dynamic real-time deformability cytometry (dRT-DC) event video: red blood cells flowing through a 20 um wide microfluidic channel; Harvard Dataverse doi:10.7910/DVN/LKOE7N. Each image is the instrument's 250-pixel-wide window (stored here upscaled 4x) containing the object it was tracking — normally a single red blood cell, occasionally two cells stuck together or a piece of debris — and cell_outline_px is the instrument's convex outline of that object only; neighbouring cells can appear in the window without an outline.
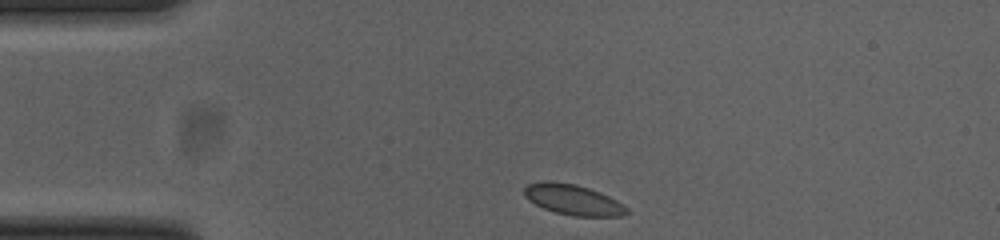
{"species": "common noctule bat (a hibernating species)", "species_latin": "Nyctalus noctula", "temperature_condition": "cold", "stored_images_in_passage": 36, "camera_frame_rate_fps": 3000, "um_per_image_px": 0.085, "animal": {"sex": "female", "body_mass_g": 23.0, "forearm_length_mm": 53.4}, "frame": {"image": 1, "passage_image": 1, "time_ms": 0.0, "image_size_px": [1000, 240], "cell_outline_px": [[628, 212], [624, 216], [572, 216], [556, 212], [544, 208], [528, 200], [524, 196], [524, 188], [528, 184], [544, 180], [552, 180], [576, 184], [600, 192], [624, 204], [628, 208]], "centroid_in_image_um": [48.7, 16.96], "position_along_channel_um": 36.3, "area_um2": 18.32}}
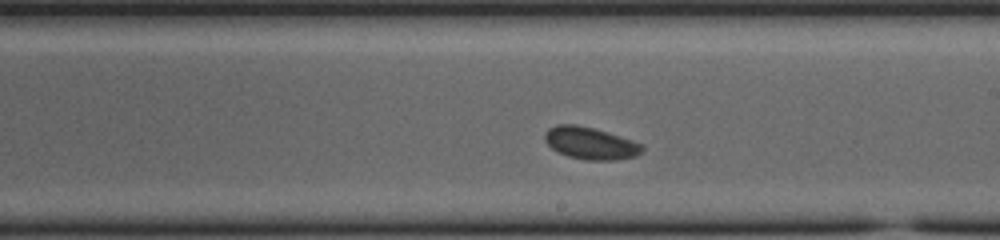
{"frame": {"image": 2, "passage_image": 20, "time_ms": 6.333, "image_size_px": [1000, 240], "cell_outline_px": [[644, 148], [636, 156], [616, 160], [584, 160], [568, 156], [552, 148], [544, 140], [544, 132], [548, 128], [556, 124], [576, 124], [592, 128], [632, 140], [644, 144]], "centroid_in_image_um": [50.17, 12.17], "position_along_channel_um": 238.8, "area_um2": 18.21}}
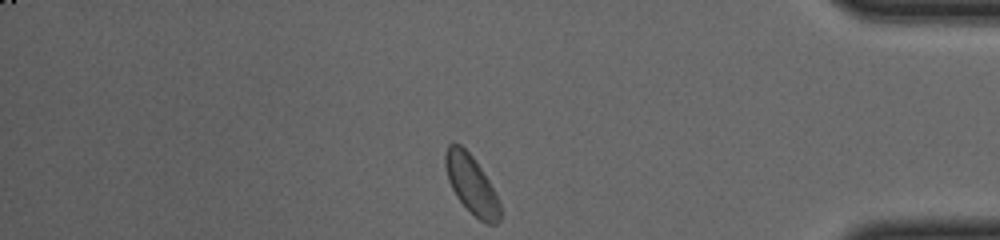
{"frame": {"image": 3, "passage_image": 35, "time_ms": 11.333, "image_size_px": [1000, 240], "cell_outline_px": [[500, 220], [496, 224], [488, 224], [480, 220], [456, 196], [448, 180], [444, 164], [444, 152], [448, 144], [452, 140], [460, 144], [472, 156], [488, 180], [500, 204]], "centroid_in_image_um": [40.03, 15.63], "position_along_channel_um": 395.2, "area_um2": 18.44}, "authors_computed_cell_mechanics": {"area_um2": 18.207, "velocity_mm_per_s": 3.7694, "shape_relaxation_time_tau1_ms": 4.0711, "shape_relaxation_time_tau2_ms": null, "deformation_change_tau1": 0.071, "deformation_change_tau2": null}}